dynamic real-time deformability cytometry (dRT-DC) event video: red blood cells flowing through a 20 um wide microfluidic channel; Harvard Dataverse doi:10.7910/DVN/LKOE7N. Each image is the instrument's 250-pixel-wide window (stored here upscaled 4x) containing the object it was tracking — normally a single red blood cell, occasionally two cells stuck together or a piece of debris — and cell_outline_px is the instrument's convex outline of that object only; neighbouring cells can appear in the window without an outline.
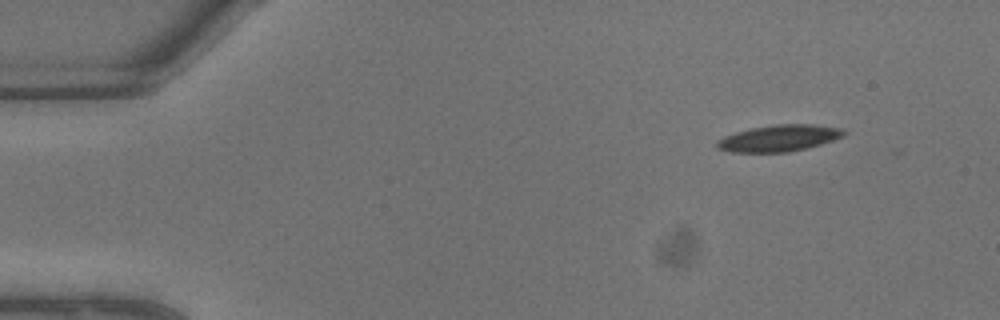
{"species": "common noctule bat (a hibernating species)", "species_latin": "Nyctalus noctula", "temperature_condition": "warm", "stored_images_in_passage": 8, "camera_frame_rate_fps": 3000, "um_per_image_px": 0.085, "animal": {"sex": "male", "body_mass_g": 13.3}, "frame": {"image": 1, "passage_image": 1, "time_ms": 0.0, "image_size_px": [1000, 320], "cell_outline_px": [[848, 132], [844, 136], [820, 144], [788, 152], [728, 152], [716, 148], [716, 140], [724, 136], [736, 132], [752, 128], [776, 124], [812, 124], [840, 128]], "centroid_in_image_um": [66.18, 11.74], "position_along_channel_um": 18.8, "area_um2": 19.54}}
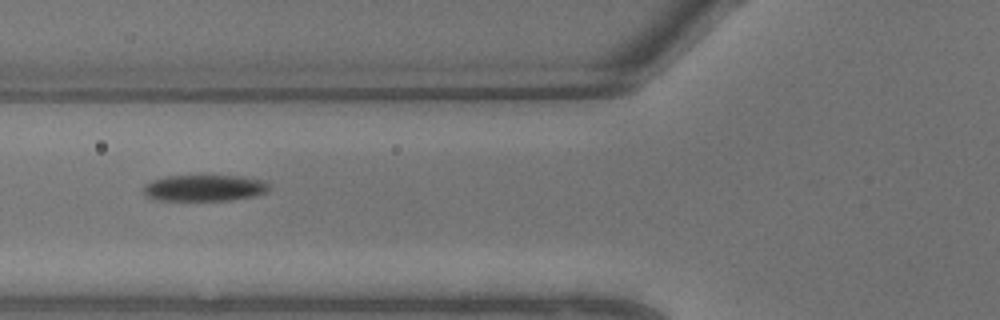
{"frame": {"image": 2, "passage_image": 7, "time_ms": 2.0, "image_size_px": [1000, 320], "cell_outline_px": [[268, 192], [252, 196], [232, 200], [152, 200], [144, 196], [144, 184], [152, 180], [164, 176], [240, 176], [260, 180], [268, 184]], "centroid_in_image_um": [17.3, 15.98], "position_along_channel_um": 108.5, "area_um2": 19.25}}
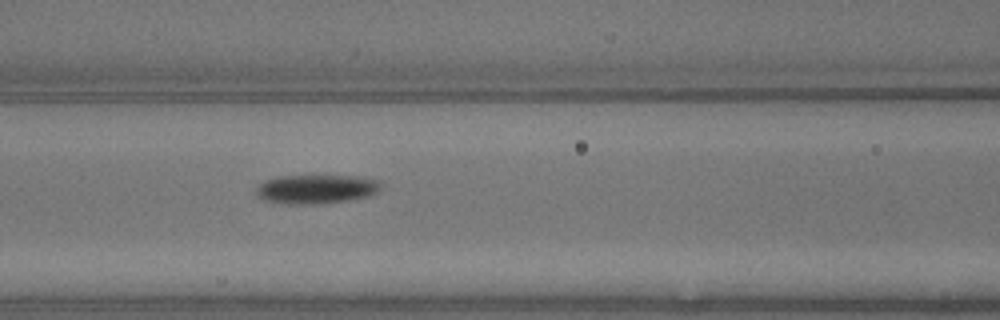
{"frame": {"image": 3, "passage_image": 8, "time_ms": 2.333, "image_size_px": [1000, 320], "cell_outline_px": [[380, 188], [376, 192], [368, 196], [348, 200], [320, 204], [284, 204], [260, 200], [256, 192], [256, 188], [264, 180], [280, 176], [356, 176], [380, 180]], "centroid_in_image_um": [26.83, 16.08], "position_along_channel_um": 139.8, "area_um2": 21.21}}